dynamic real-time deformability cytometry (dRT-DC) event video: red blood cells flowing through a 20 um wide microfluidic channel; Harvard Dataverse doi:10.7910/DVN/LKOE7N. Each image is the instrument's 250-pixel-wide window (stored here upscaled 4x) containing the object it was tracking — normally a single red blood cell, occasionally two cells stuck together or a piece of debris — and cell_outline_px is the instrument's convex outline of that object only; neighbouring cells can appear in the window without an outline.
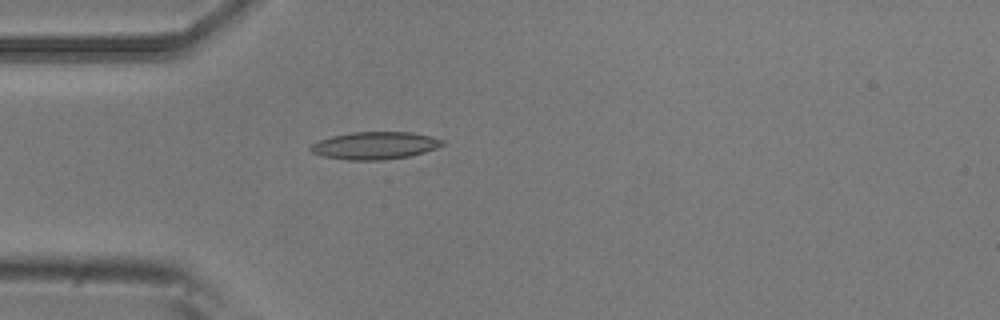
{"species": "common noctule bat (a hibernating species)", "species_latin": "Nyctalus noctula", "temperature_condition": "room temperature", "stored_images_in_passage": 4, "camera_frame_rate_fps": 3000, "um_per_image_px": 0.085, "animal": {"sex": "male", "body_mass_g": 20.5, "forearm_length_mm": 52.5}, "frame": {"image": 1, "passage_image": 4, "time_ms": 1.0, "image_size_px": [1000, 320], "cell_outline_px": [[444, 144], [436, 148], [424, 152], [408, 156], [384, 160], [348, 160], [324, 156], [312, 152], [308, 148], [312, 144], [320, 140], [332, 136], [352, 132], [412, 132], [444, 140]], "centroid_in_image_um": [31.86, 12.37], "position_along_channel_um": 53.1, "area_um2": 20.92}}